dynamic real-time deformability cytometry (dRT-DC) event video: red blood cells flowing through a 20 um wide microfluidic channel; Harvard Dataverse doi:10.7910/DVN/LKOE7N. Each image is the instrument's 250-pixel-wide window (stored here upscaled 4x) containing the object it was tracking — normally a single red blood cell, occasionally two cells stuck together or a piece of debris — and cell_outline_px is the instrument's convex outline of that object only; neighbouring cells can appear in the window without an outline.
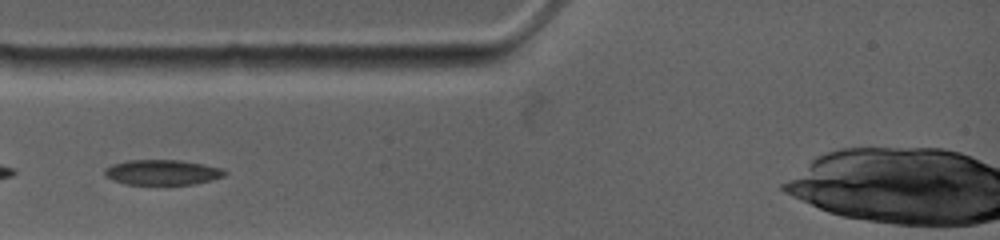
{"species": "common noctule bat (a hibernating species)", "species_latin": "Nyctalus noctula", "temperature_condition": "warm", "stored_images_in_passage": 4, "camera_frame_rate_fps": 4500, "um_per_image_px": 0.085, "animal": {"sex": "female", "body_mass_g": 19.0, "forearm_length_mm": 53.3}, "frame": {"image": 1, "passage_image": 2, "time_ms": 0.889, "image_size_px": [1000, 240], "cell_outline_px": [[228, 172], [224, 176], [212, 180], [196, 184], [124, 184], [112, 180], [104, 176], [104, 168], [112, 164], [128, 160], [180, 160], [204, 164], [224, 168]], "centroid_in_image_um": [13.81, 14.64], "position_along_channel_um": 71.2, "area_um2": 17.86}}
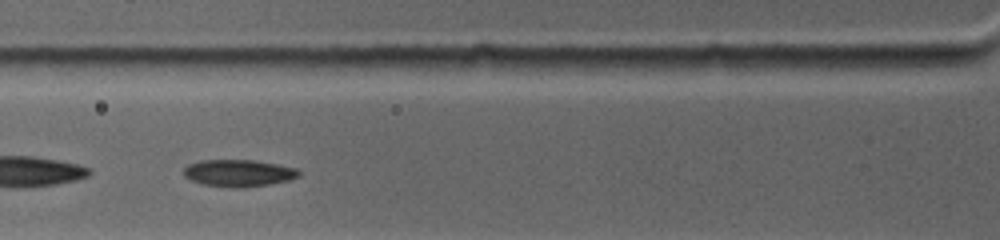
{"frame": {"image": 2, "passage_image": 3, "time_ms": 1.778, "image_size_px": [1000, 240], "cell_outline_px": [[300, 176], [288, 180], [268, 184], [244, 188], [200, 184], [184, 176], [184, 168], [188, 164], [200, 160], [256, 160], [296, 168], [300, 172]], "centroid_in_image_um": [20.27, 14.7], "position_along_channel_um": 105.5, "area_um2": 18.03}}